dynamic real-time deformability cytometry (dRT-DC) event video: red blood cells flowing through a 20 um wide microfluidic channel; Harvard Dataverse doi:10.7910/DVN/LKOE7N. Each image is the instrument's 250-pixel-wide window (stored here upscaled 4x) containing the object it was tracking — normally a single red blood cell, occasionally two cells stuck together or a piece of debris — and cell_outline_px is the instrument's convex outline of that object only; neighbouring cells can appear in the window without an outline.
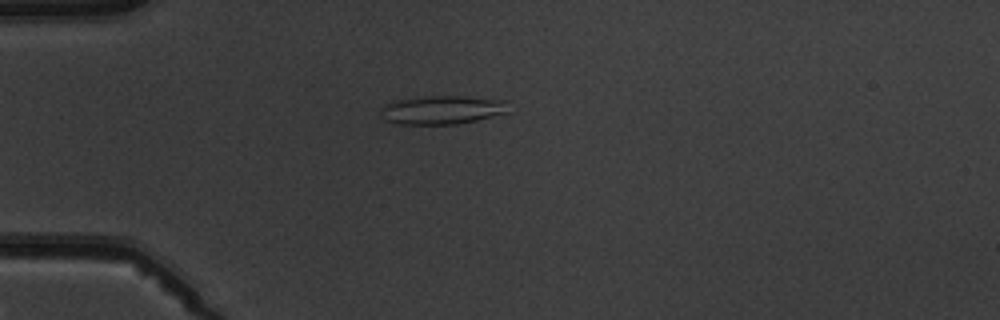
{"species": "common noctule bat (a hibernating species)", "species_latin": "Nyctalus noctula", "temperature_condition": "warm", "stored_images_in_passage": 4, "camera_frame_rate_fps": 3000, "um_per_image_px": 0.085, "animal": {"sex": "male", "body_mass_g": 19.5, "forearm_length_mm": 54.6}, "frame": {"image": 1, "passage_image": 4, "time_ms": 3.333, "image_size_px": [1000, 320], "cell_outline_px": [[508, 112], [476, 120], [456, 124], [396, 124], [384, 120], [380, 112], [392, 100], [428, 96], [464, 96], [504, 100]], "centroid_in_image_um": [37.54, 9.34], "position_along_channel_um": 47.5, "area_um2": 21.1}}